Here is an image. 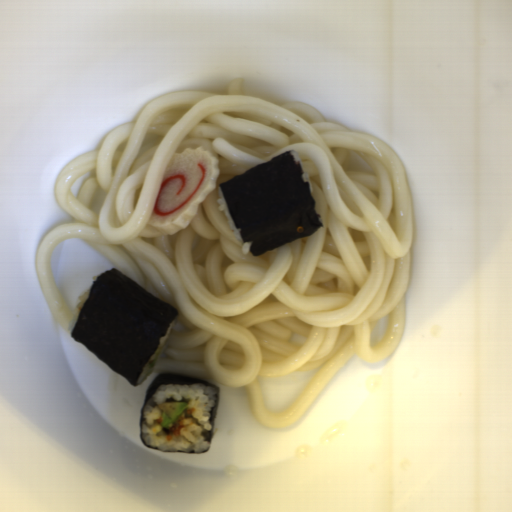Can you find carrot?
Wrapping results in <instances>:
<instances>
[{
    "label": "carrot",
    "mask_w": 512,
    "mask_h": 512,
    "mask_svg": "<svg viewBox=\"0 0 512 512\" xmlns=\"http://www.w3.org/2000/svg\"><path fill=\"white\" fill-rule=\"evenodd\" d=\"M196 410L195 407H187L170 428L162 427V431L166 433L167 442H170L173 436H181L180 432L184 426V420L188 419Z\"/></svg>",
    "instance_id": "1"
},
{
    "label": "carrot",
    "mask_w": 512,
    "mask_h": 512,
    "mask_svg": "<svg viewBox=\"0 0 512 512\" xmlns=\"http://www.w3.org/2000/svg\"><path fill=\"white\" fill-rule=\"evenodd\" d=\"M162 421H163V419H162V418H161V416H160L158 419H156V421H155V422H156L157 424L161 425Z\"/></svg>",
    "instance_id": "2"
}]
</instances>
